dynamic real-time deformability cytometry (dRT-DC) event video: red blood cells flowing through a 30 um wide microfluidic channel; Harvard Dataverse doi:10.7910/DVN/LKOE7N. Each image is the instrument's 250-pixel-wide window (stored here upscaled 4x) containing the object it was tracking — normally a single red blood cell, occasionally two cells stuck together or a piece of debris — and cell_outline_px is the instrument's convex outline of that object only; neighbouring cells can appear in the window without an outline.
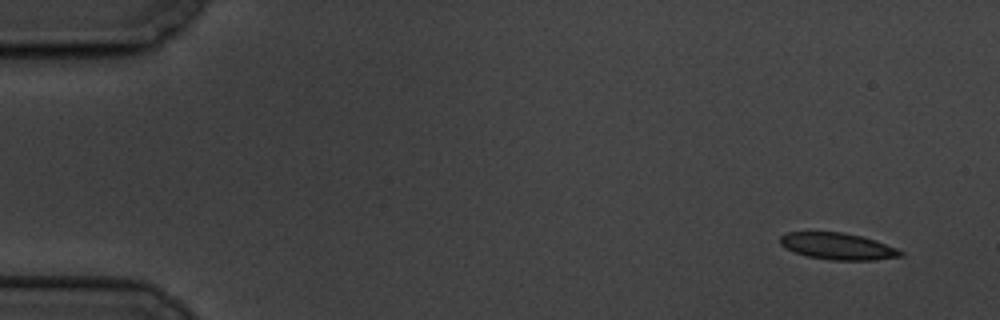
{"species": "common noctule bat (a hibernating species)", "species_latin": "Nyctalus noctula", "temperature_condition": "cold", "stored_images_in_passage": 11, "camera_frame_rate_fps": 3000, "um_per_image_px": 0.085, "animal": {"sex": "male", "body_mass_g": 19.5, "forearm_length_mm": 54.6}, "frame": {"image": 1, "passage_image": 1, "time_ms": 0.0, "image_size_px": [1000, 320], "cell_outline_px": [[904, 256], [876, 260], [832, 260], [808, 256], [784, 248], [780, 244], [780, 236], [788, 232], [844, 232], [860, 236], [896, 248], [904, 252]], "centroid_in_image_um": [71.2, 20.94], "position_along_channel_um": 13.8, "area_um2": 18.55}}
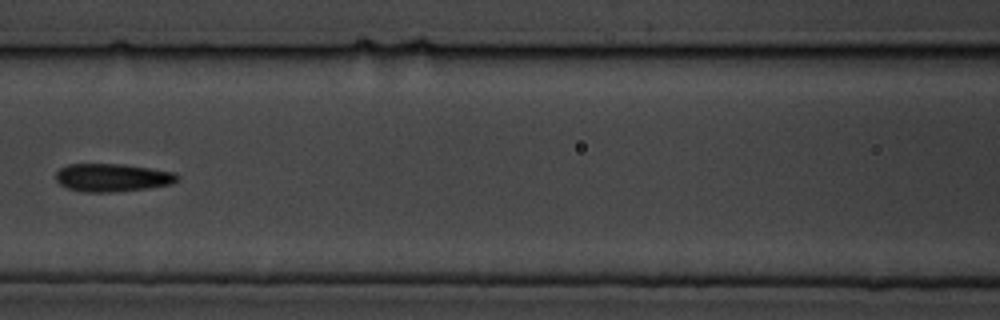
{"frame": {"image": 2, "passage_image": 7, "time_ms": 7.667, "image_size_px": [1000, 320], "cell_outline_px": [[180, 180], [172, 184], [144, 188], [108, 192], [84, 192], [68, 188], [60, 184], [56, 180], [56, 172], [60, 168], [68, 164], [124, 164], [176, 172], [180, 176]], "centroid_in_image_um": [9.57, 15.08], "position_along_channel_um": 157.0, "area_um2": 19.83}}
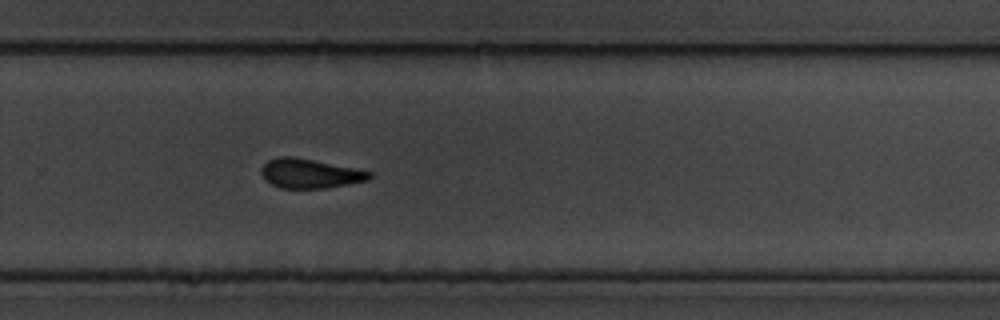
{"frame": {"image": 3, "passage_image": 11, "time_ms": 12.0, "image_size_px": [1000, 320], "cell_outline_px": [[372, 176], [368, 180], [324, 188], [280, 188], [264, 180], [260, 172], [260, 168], [268, 160], [276, 156], [292, 156], [372, 172]], "centroid_in_image_um": [26.26, 14.74], "position_along_channel_um": 303.5, "area_um2": 18.32}}